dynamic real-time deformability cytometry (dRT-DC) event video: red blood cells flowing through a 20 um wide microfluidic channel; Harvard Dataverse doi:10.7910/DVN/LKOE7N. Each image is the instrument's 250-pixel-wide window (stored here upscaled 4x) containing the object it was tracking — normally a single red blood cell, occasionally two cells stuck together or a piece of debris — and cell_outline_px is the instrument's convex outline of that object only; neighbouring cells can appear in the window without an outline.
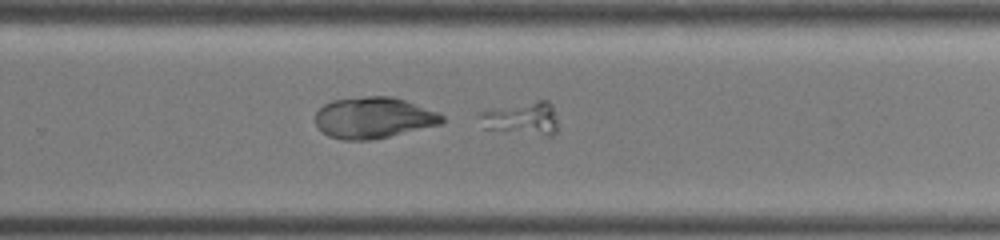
{"species": "common noctule bat (a hibernating species)", "species_latin": "Nyctalus noctula", "temperature_condition": "warm", "stored_images_in_passage": 59, "segment_of_instrument_passage": [2, 2], "camera_frame_rate_fps": 3000, "um_per_image_px": 0.085, "animal": {"sex": "female", "body_mass_g": 19.0, "forearm_length_mm": 51.5}, "frame": {"image": 1, "passage_image": 40, "time_ms": 13.0, "image_size_px": [1000, 240], "cell_outline_px": [[556, 132], [552, 136], [548, 136], [484, 128], [480, 116], [480, 112], [536, 100], [548, 100], [552, 104], [556, 120]], "centroid_in_image_um": [44.43, 10.06], "position_along_channel_um": 285.4, "area_um2": 14.62}}
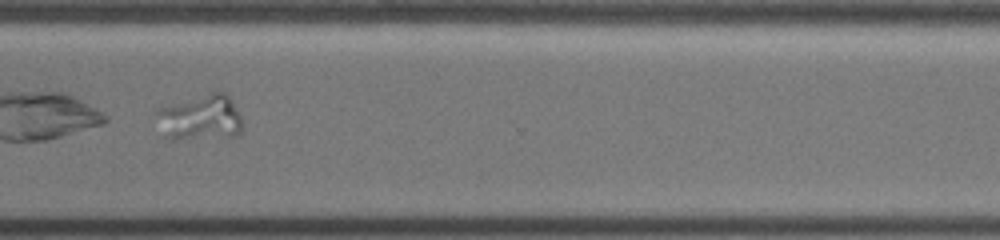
{"frame": {"image": 2, "passage_image": 46, "time_ms": 15.0, "image_size_px": [1000, 240], "cell_outline_px": [[240, 132], [236, 136], [176, 140], [168, 140], [156, 112], [156, 108], [212, 88], [224, 92], [232, 100], [240, 116]], "centroid_in_image_um": [17.03, 9.92], "position_along_channel_um": 353.6, "area_um2": 23.47}}